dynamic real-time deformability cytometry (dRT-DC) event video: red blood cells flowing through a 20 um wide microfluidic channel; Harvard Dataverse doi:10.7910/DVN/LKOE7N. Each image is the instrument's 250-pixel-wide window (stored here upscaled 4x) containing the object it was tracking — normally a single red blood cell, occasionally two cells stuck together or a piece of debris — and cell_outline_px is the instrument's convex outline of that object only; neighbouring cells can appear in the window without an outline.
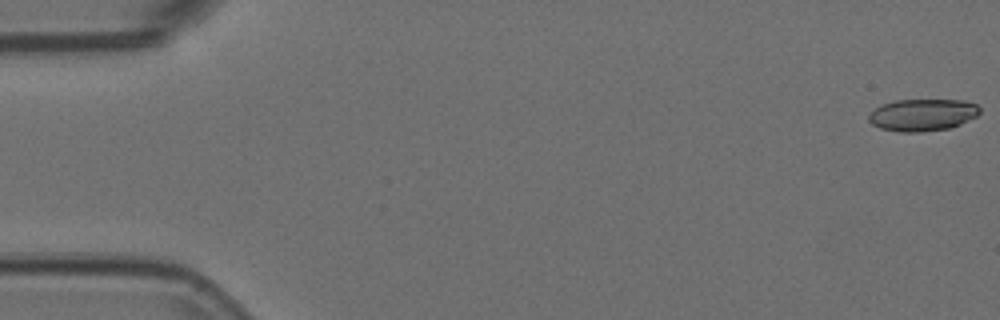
{"species": "Egyptian fruit bat (a non-hibernating species)", "species_latin": "Rousettus aegyptiacus", "temperature_condition": "room temperature", "stored_images_in_passage": 16, "camera_frame_rate_fps": 3000, "um_per_image_px": 0.085, "animal": {"sex": "female"}, "frame": {"image": 1, "passage_image": 1, "time_ms": 0.0, "image_size_px": [1000, 320], "cell_outline_px": [[980, 112], [976, 116], [960, 124], [948, 128], [920, 132], [900, 132], [880, 128], [872, 124], [868, 120], [868, 116], [876, 108], [884, 104], [896, 100], [964, 100], [976, 104], [980, 108]], "centroid_in_image_um": [78.42, 9.76], "position_along_channel_um": 6.6, "area_um2": 20.58}}
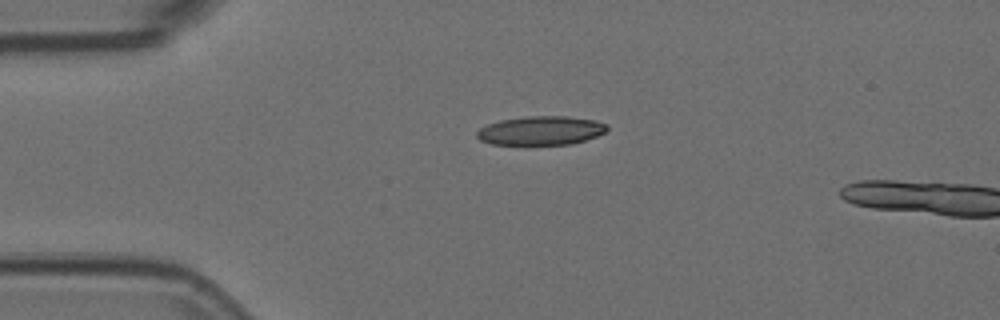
{"frame": {"image": 2, "passage_image": 13, "time_ms": 4.0, "image_size_px": [1000, 320], "cell_outline_px": [[608, 128], [604, 132], [596, 136], [572, 144], [528, 148], [492, 144], [480, 140], [476, 136], [476, 132], [480, 128], [488, 124], [500, 120], [524, 116], [568, 116], [592, 120], [608, 124]], "centroid_in_image_um": [45.91, 11.15], "position_along_channel_um": 39.1, "area_um2": 22.95}}